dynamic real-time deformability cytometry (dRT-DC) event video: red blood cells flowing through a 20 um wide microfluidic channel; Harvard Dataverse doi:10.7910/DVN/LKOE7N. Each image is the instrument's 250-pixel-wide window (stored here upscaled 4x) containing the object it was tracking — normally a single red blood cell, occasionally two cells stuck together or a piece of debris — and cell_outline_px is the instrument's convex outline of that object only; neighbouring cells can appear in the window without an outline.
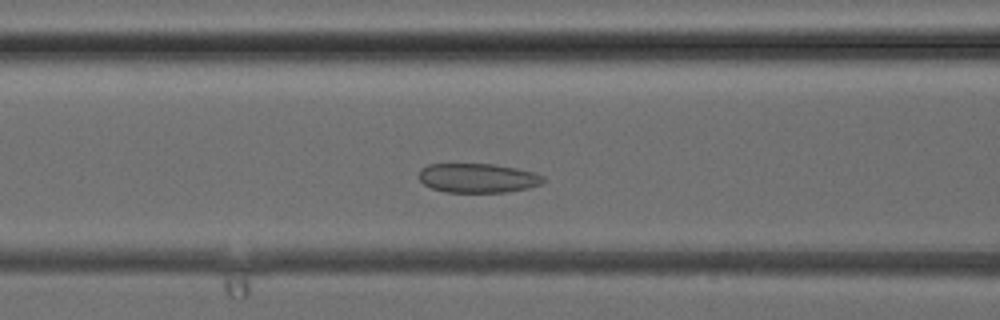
{"species": "common noctule bat (a hibernating species)", "species_latin": "Nyctalus noctula", "temperature_condition": "cold", "stored_images_in_passage": 35, "camera_frame_rate_fps": 3000, "um_per_image_px": 0.085, "animal": {"sex": "female", "body_mass_g": 24.6, "forearm_length_mm": 56.2}, "frame": {"image": 1, "passage_image": 11, "time_ms": 3.333, "image_size_px": [1000, 320], "cell_outline_px": [[544, 180], [540, 184], [528, 188], [508, 192], [444, 192], [432, 188], [424, 184], [416, 176], [420, 168], [428, 164], [492, 164], [516, 168], [536, 172], [544, 176]], "centroid_in_image_um": [40.58, 15.13], "position_along_channel_um": 126.0, "area_um2": 21.44}}
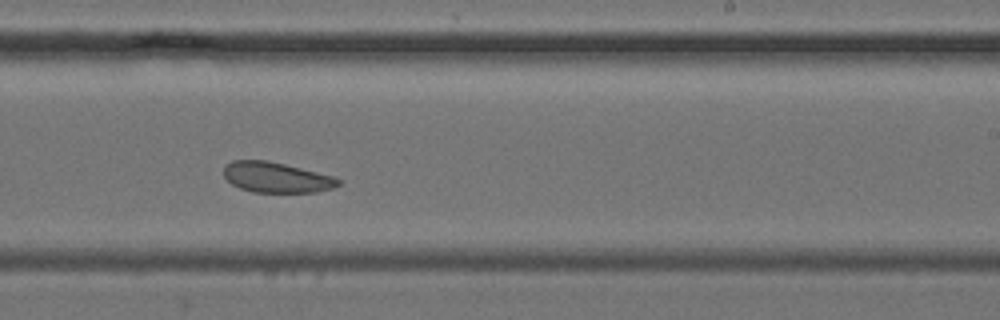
{"frame": {"image": 2, "passage_image": 19, "time_ms": 6.0, "image_size_px": [1000, 320], "cell_outline_px": [[340, 184], [332, 188], [316, 192], [252, 192], [240, 188], [232, 184], [224, 176], [224, 164], [232, 160], [268, 160], [336, 176], [340, 180]], "centroid_in_image_um": [23.49, 15.07], "position_along_channel_um": 265.5, "area_um2": 20.46}}
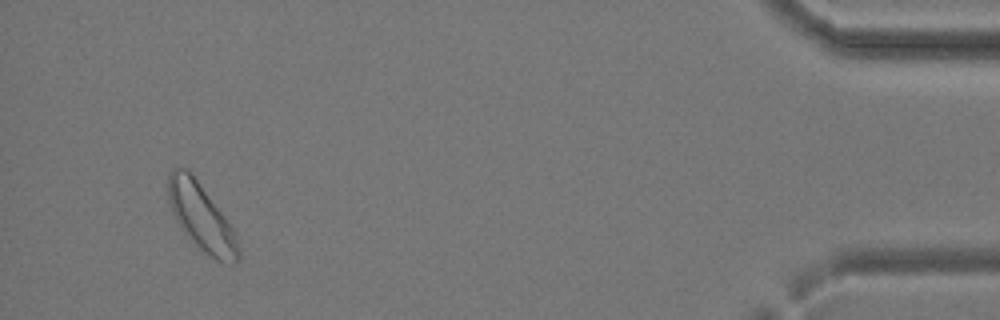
{"frame": {"image": 3, "passage_image": 32, "time_ms": 10.333, "image_size_px": [1000, 320], "cell_outline_px": [[240, 260], [236, 264], [232, 264], [216, 260], [196, 248], [180, 228], [172, 212], [168, 200], [168, 172], [172, 168], [188, 168], [228, 220], [232, 228], [240, 248]], "centroid_in_image_um": [17.11, 18.49], "position_along_channel_um": 418.1, "area_um2": 27.74}}